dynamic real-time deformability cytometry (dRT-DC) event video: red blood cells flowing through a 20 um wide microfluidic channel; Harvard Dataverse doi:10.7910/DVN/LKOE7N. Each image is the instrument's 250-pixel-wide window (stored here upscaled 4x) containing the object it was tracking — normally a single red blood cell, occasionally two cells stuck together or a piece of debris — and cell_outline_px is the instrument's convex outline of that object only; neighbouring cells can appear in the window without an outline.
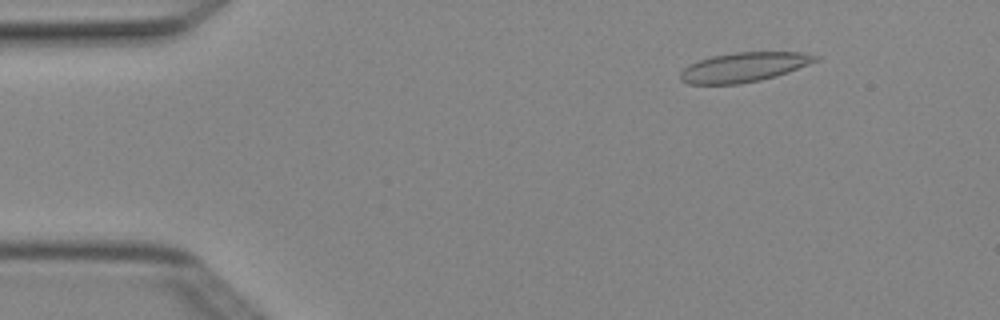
{"species": "Egyptian fruit bat (a non-hibernating species)", "species_latin": "Rousettus aegyptiacus", "temperature_condition": "cold", "stored_images_in_passage": 4, "camera_frame_rate_fps": 3000, "um_per_image_px": 0.085, "animal": {"sex": "female"}, "frame": {"image": 1, "passage_image": 2, "time_ms": 0.333, "image_size_px": [1000, 320], "cell_outline_px": [[820, 60], [788, 72], [776, 76], [760, 80], [740, 84], [688, 84], [680, 80], [680, 72], [688, 64], [712, 56], [736, 52], [800, 52], [820, 56]], "centroid_in_image_um": [63.24, 5.71], "position_along_channel_um": 21.8, "area_um2": 23.29}}